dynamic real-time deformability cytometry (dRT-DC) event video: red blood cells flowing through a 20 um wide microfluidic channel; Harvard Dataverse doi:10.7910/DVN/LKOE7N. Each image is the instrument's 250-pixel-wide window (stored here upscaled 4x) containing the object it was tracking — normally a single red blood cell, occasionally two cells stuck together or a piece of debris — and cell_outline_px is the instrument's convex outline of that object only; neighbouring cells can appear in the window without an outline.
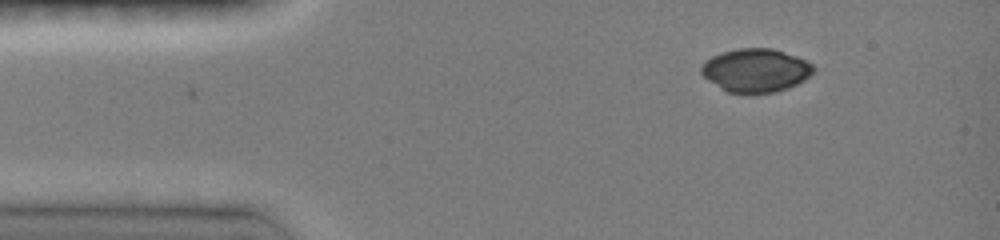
{"species": "common noctule bat (a hibernating species)", "species_latin": "Nyctalus noctula", "temperature_condition": "room temperature", "stored_images_in_passage": 2, "camera_frame_rate_fps": 3000, "um_per_image_px": 0.085, "animal": {"sex": "female", "body_mass_g": 19.0, "forearm_length_mm": 51.5}, "frame": {"image": 1, "passage_image": 2, "time_ms": 0.333, "image_size_px": [1000, 240], "cell_outline_px": [[816, 68], [804, 80], [788, 88], [772, 92], [728, 92], [720, 88], [708, 80], [700, 72], [700, 68], [712, 56], [724, 52], [740, 48], [772, 48], [808, 60]], "centroid_in_image_um": [64.26, 5.96], "position_along_channel_um": 20.7, "area_um2": 27.98}}